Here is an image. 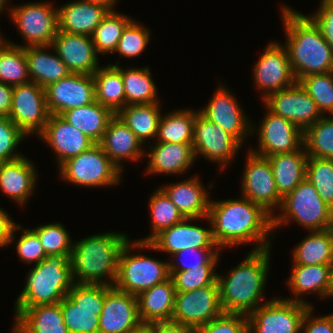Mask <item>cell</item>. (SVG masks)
Returning <instances> with one entry per match:
<instances>
[{"instance_id": "obj_54", "label": "cell", "mask_w": 333, "mask_h": 333, "mask_svg": "<svg viewBox=\"0 0 333 333\" xmlns=\"http://www.w3.org/2000/svg\"><path fill=\"white\" fill-rule=\"evenodd\" d=\"M318 10L309 16L321 30L322 36L333 51V1L321 0Z\"/></svg>"}, {"instance_id": "obj_11", "label": "cell", "mask_w": 333, "mask_h": 333, "mask_svg": "<svg viewBox=\"0 0 333 333\" xmlns=\"http://www.w3.org/2000/svg\"><path fill=\"white\" fill-rule=\"evenodd\" d=\"M310 305L273 298L253 310L248 319V333H301V325Z\"/></svg>"}, {"instance_id": "obj_29", "label": "cell", "mask_w": 333, "mask_h": 333, "mask_svg": "<svg viewBox=\"0 0 333 333\" xmlns=\"http://www.w3.org/2000/svg\"><path fill=\"white\" fill-rule=\"evenodd\" d=\"M185 218H205L209 213L210 196L199 177L160 186Z\"/></svg>"}, {"instance_id": "obj_16", "label": "cell", "mask_w": 333, "mask_h": 333, "mask_svg": "<svg viewBox=\"0 0 333 333\" xmlns=\"http://www.w3.org/2000/svg\"><path fill=\"white\" fill-rule=\"evenodd\" d=\"M192 146L195 158L202 155L211 162H218L223 172L237 156L242 144L198 112L194 121Z\"/></svg>"}, {"instance_id": "obj_42", "label": "cell", "mask_w": 333, "mask_h": 333, "mask_svg": "<svg viewBox=\"0 0 333 333\" xmlns=\"http://www.w3.org/2000/svg\"><path fill=\"white\" fill-rule=\"evenodd\" d=\"M148 206L150 207L152 233L145 238L138 239V241L150 242L162 230L170 228L185 219L160 187L150 195Z\"/></svg>"}, {"instance_id": "obj_52", "label": "cell", "mask_w": 333, "mask_h": 333, "mask_svg": "<svg viewBox=\"0 0 333 333\" xmlns=\"http://www.w3.org/2000/svg\"><path fill=\"white\" fill-rule=\"evenodd\" d=\"M25 137L28 138L9 117L0 116V162L23 157L24 155L16 153V148Z\"/></svg>"}, {"instance_id": "obj_51", "label": "cell", "mask_w": 333, "mask_h": 333, "mask_svg": "<svg viewBox=\"0 0 333 333\" xmlns=\"http://www.w3.org/2000/svg\"><path fill=\"white\" fill-rule=\"evenodd\" d=\"M217 265H201L188 271H169L176 291L187 292L212 285L217 280Z\"/></svg>"}, {"instance_id": "obj_45", "label": "cell", "mask_w": 333, "mask_h": 333, "mask_svg": "<svg viewBox=\"0 0 333 333\" xmlns=\"http://www.w3.org/2000/svg\"><path fill=\"white\" fill-rule=\"evenodd\" d=\"M305 179L316 188L322 200L333 209V159L308 156Z\"/></svg>"}, {"instance_id": "obj_59", "label": "cell", "mask_w": 333, "mask_h": 333, "mask_svg": "<svg viewBox=\"0 0 333 333\" xmlns=\"http://www.w3.org/2000/svg\"><path fill=\"white\" fill-rule=\"evenodd\" d=\"M127 333H154V323L140 322Z\"/></svg>"}, {"instance_id": "obj_26", "label": "cell", "mask_w": 333, "mask_h": 333, "mask_svg": "<svg viewBox=\"0 0 333 333\" xmlns=\"http://www.w3.org/2000/svg\"><path fill=\"white\" fill-rule=\"evenodd\" d=\"M99 144L121 172L124 169L122 165L124 163L123 160L138 162L142 159V156L143 158L145 156L143 143L116 114L110 120Z\"/></svg>"}, {"instance_id": "obj_32", "label": "cell", "mask_w": 333, "mask_h": 333, "mask_svg": "<svg viewBox=\"0 0 333 333\" xmlns=\"http://www.w3.org/2000/svg\"><path fill=\"white\" fill-rule=\"evenodd\" d=\"M176 289L171 277L137 296L141 322L171 321Z\"/></svg>"}, {"instance_id": "obj_38", "label": "cell", "mask_w": 333, "mask_h": 333, "mask_svg": "<svg viewBox=\"0 0 333 333\" xmlns=\"http://www.w3.org/2000/svg\"><path fill=\"white\" fill-rule=\"evenodd\" d=\"M160 106V102L126 105L116 115L144 145L148 139L156 138L162 116Z\"/></svg>"}, {"instance_id": "obj_35", "label": "cell", "mask_w": 333, "mask_h": 333, "mask_svg": "<svg viewBox=\"0 0 333 333\" xmlns=\"http://www.w3.org/2000/svg\"><path fill=\"white\" fill-rule=\"evenodd\" d=\"M60 116L84 133L94 143H100L115 113L108 107L94 101L82 107L69 109Z\"/></svg>"}, {"instance_id": "obj_7", "label": "cell", "mask_w": 333, "mask_h": 333, "mask_svg": "<svg viewBox=\"0 0 333 333\" xmlns=\"http://www.w3.org/2000/svg\"><path fill=\"white\" fill-rule=\"evenodd\" d=\"M129 239L122 247L118 258V272L114 286L138 296L170 277L168 262L144 254H131V249H142V241ZM149 256V257H148Z\"/></svg>"}, {"instance_id": "obj_33", "label": "cell", "mask_w": 333, "mask_h": 333, "mask_svg": "<svg viewBox=\"0 0 333 333\" xmlns=\"http://www.w3.org/2000/svg\"><path fill=\"white\" fill-rule=\"evenodd\" d=\"M49 49H51V45L25 48L30 81L43 88L71 73L66 64L58 57L56 51L49 53Z\"/></svg>"}, {"instance_id": "obj_12", "label": "cell", "mask_w": 333, "mask_h": 333, "mask_svg": "<svg viewBox=\"0 0 333 333\" xmlns=\"http://www.w3.org/2000/svg\"><path fill=\"white\" fill-rule=\"evenodd\" d=\"M224 313L217 280L196 290L176 291L172 321L193 328L209 323Z\"/></svg>"}, {"instance_id": "obj_47", "label": "cell", "mask_w": 333, "mask_h": 333, "mask_svg": "<svg viewBox=\"0 0 333 333\" xmlns=\"http://www.w3.org/2000/svg\"><path fill=\"white\" fill-rule=\"evenodd\" d=\"M38 236L46 255H70L73 247L70 233L62 223H50L32 229Z\"/></svg>"}, {"instance_id": "obj_31", "label": "cell", "mask_w": 333, "mask_h": 333, "mask_svg": "<svg viewBox=\"0 0 333 333\" xmlns=\"http://www.w3.org/2000/svg\"><path fill=\"white\" fill-rule=\"evenodd\" d=\"M291 274L289 276L287 285L293 294L292 298H283L290 301H297L308 304L304 298L301 297L307 293H313L320 296L322 299L328 298L329 285H330V265H300L293 264L291 266Z\"/></svg>"}, {"instance_id": "obj_23", "label": "cell", "mask_w": 333, "mask_h": 333, "mask_svg": "<svg viewBox=\"0 0 333 333\" xmlns=\"http://www.w3.org/2000/svg\"><path fill=\"white\" fill-rule=\"evenodd\" d=\"M51 50L56 51L71 73L93 75L100 67L92 36L58 31Z\"/></svg>"}, {"instance_id": "obj_64", "label": "cell", "mask_w": 333, "mask_h": 333, "mask_svg": "<svg viewBox=\"0 0 333 333\" xmlns=\"http://www.w3.org/2000/svg\"><path fill=\"white\" fill-rule=\"evenodd\" d=\"M332 332H333V313H332Z\"/></svg>"}, {"instance_id": "obj_14", "label": "cell", "mask_w": 333, "mask_h": 333, "mask_svg": "<svg viewBox=\"0 0 333 333\" xmlns=\"http://www.w3.org/2000/svg\"><path fill=\"white\" fill-rule=\"evenodd\" d=\"M45 88L34 82L13 86L9 118L26 135L37 136L44 130L49 118Z\"/></svg>"}, {"instance_id": "obj_4", "label": "cell", "mask_w": 333, "mask_h": 333, "mask_svg": "<svg viewBox=\"0 0 333 333\" xmlns=\"http://www.w3.org/2000/svg\"><path fill=\"white\" fill-rule=\"evenodd\" d=\"M127 236L120 231L106 232L74 241L69 258L74 283L114 286Z\"/></svg>"}, {"instance_id": "obj_44", "label": "cell", "mask_w": 333, "mask_h": 333, "mask_svg": "<svg viewBox=\"0 0 333 333\" xmlns=\"http://www.w3.org/2000/svg\"><path fill=\"white\" fill-rule=\"evenodd\" d=\"M132 20L124 14L110 10L92 35L97 54L115 53L123 30Z\"/></svg>"}, {"instance_id": "obj_30", "label": "cell", "mask_w": 333, "mask_h": 333, "mask_svg": "<svg viewBox=\"0 0 333 333\" xmlns=\"http://www.w3.org/2000/svg\"><path fill=\"white\" fill-rule=\"evenodd\" d=\"M13 310L15 323L12 329L15 333H69L60 302Z\"/></svg>"}, {"instance_id": "obj_56", "label": "cell", "mask_w": 333, "mask_h": 333, "mask_svg": "<svg viewBox=\"0 0 333 333\" xmlns=\"http://www.w3.org/2000/svg\"><path fill=\"white\" fill-rule=\"evenodd\" d=\"M154 333H194V328L171 320L154 323Z\"/></svg>"}, {"instance_id": "obj_10", "label": "cell", "mask_w": 333, "mask_h": 333, "mask_svg": "<svg viewBox=\"0 0 333 333\" xmlns=\"http://www.w3.org/2000/svg\"><path fill=\"white\" fill-rule=\"evenodd\" d=\"M50 2H31L12 5L7 10L26 44L18 47L52 45L58 32L57 8Z\"/></svg>"}, {"instance_id": "obj_1", "label": "cell", "mask_w": 333, "mask_h": 333, "mask_svg": "<svg viewBox=\"0 0 333 333\" xmlns=\"http://www.w3.org/2000/svg\"><path fill=\"white\" fill-rule=\"evenodd\" d=\"M206 219L212 225L213 239L220 249L252 242L255 244L252 250L272 248L273 216L246 197L211 200Z\"/></svg>"}, {"instance_id": "obj_8", "label": "cell", "mask_w": 333, "mask_h": 333, "mask_svg": "<svg viewBox=\"0 0 333 333\" xmlns=\"http://www.w3.org/2000/svg\"><path fill=\"white\" fill-rule=\"evenodd\" d=\"M59 171L64 182L86 188L111 187L122 181V172L105 154L99 143L67 159L59 166Z\"/></svg>"}, {"instance_id": "obj_43", "label": "cell", "mask_w": 333, "mask_h": 333, "mask_svg": "<svg viewBox=\"0 0 333 333\" xmlns=\"http://www.w3.org/2000/svg\"><path fill=\"white\" fill-rule=\"evenodd\" d=\"M303 146L309 157L333 159V116H323L303 131Z\"/></svg>"}, {"instance_id": "obj_41", "label": "cell", "mask_w": 333, "mask_h": 333, "mask_svg": "<svg viewBox=\"0 0 333 333\" xmlns=\"http://www.w3.org/2000/svg\"><path fill=\"white\" fill-rule=\"evenodd\" d=\"M0 82L11 86L30 82L25 48L6 39L0 43Z\"/></svg>"}, {"instance_id": "obj_6", "label": "cell", "mask_w": 333, "mask_h": 333, "mask_svg": "<svg viewBox=\"0 0 333 333\" xmlns=\"http://www.w3.org/2000/svg\"><path fill=\"white\" fill-rule=\"evenodd\" d=\"M279 211L273 215V230L292 221L308 232L333 228V209L306 179L282 199Z\"/></svg>"}, {"instance_id": "obj_34", "label": "cell", "mask_w": 333, "mask_h": 333, "mask_svg": "<svg viewBox=\"0 0 333 333\" xmlns=\"http://www.w3.org/2000/svg\"><path fill=\"white\" fill-rule=\"evenodd\" d=\"M308 155L302 146L299 150L269 156L276 188L284 198L306 177Z\"/></svg>"}, {"instance_id": "obj_3", "label": "cell", "mask_w": 333, "mask_h": 333, "mask_svg": "<svg viewBox=\"0 0 333 333\" xmlns=\"http://www.w3.org/2000/svg\"><path fill=\"white\" fill-rule=\"evenodd\" d=\"M270 252L271 248L251 250L241 263L229 270L228 275L217 273L224 313L247 316L262 305L270 269Z\"/></svg>"}, {"instance_id": "obj_24", "label": "cell", "mask_w": 333, "mask_h": 333, "mask_svg": "<svg viewBox=\"0 0 333 333\" xmlns=\"http://www.w3.org/2000/svg\"><path fill=\"white\" fill-rule=\"evenodd\" d=\"M56 154L58 167L67 159L88 150L95 143L60 115H49L44 130L39 134Z\"/></svg>"}, {"instance_id": "obj_20", "label": "cell", "mask_w": 333, "mask_h": 333, "mask_svg": "<svg viewBox=\"0 0 333 333\" xmlns=\"http://www.w3.org/2000/svg\"><path fill=\"white\" fill-rule=\"evenodd\" d=\"M258 126L257 141L259 148L250 149L255 154L269 157L276 154L299 150L303 146V131L290 120L270 112Z\"/></svg>"}, {"instance_id": "obj_36", "label": "cell", "mask_w": 333, "mask_h": 333, "mask_svg": "<svg viewBox=\"0 0 333 333\" xmlns=\"http://www.w3.org/2000/svg\"><path fill=\"white\" fill-rule=\"evenodd\" d=\"M291 253L292 264L330 265L333 262V228L309 232Z\"/></svg>"}, {"instance_id": "obj_27", "label": "cell", "mask_w": 333, "mask_h": 333, "mask_svg": "<svg viewBox=\"0 0 333 333\" xmlns=\"http://www.w3.org/2000/svg\"><path fill=\"white\" fill-rule=\"evenodd\" d=\"M109 11L104 5L88 0L68 2L57 8L58 31L92 36Z\"/></svg>"}, {"instance_id": "obj_60", "label": "cell", "mask_w": 333, "mask_h": 333, "mask_svg": "<svg viewBox=\"0 0 333 333\" xmlns=\"http://www.w3.org/2000/svg\"><path fill=\"white\" fill-rule=\"evenodd\" d=\"M88 1L102 4L110 10H115V6L117 4V0H88Z\"/></svg>"}, {"instance_id": "obj_25", "label": "cell", "mask_w": 333, "mask_h": 333, "mask_svg": "<svg viewBox=\"0 0 333 333\" xmlns=\"http://www.w3.org/2000/svg\"><path fill=\"white\" fill-rule=\"evenodd\" d=\"M150 143L148 141L150 150L145 152V156L149 160L145 173L149 175H181L188 172L187 170L197 160L192 143L155 142L154 146Z\"/></svg>"}, {"instance_id": "obj_21", "label": "cell", "mask_w": 333, "mask_h": 333, "mask_svg": "<svg viewBox=\"0 0 333 333\" xmlns=\"http://www.w3.org/2000/svg\"><path fill=\"white\" fill-rule=\"evenodd\" d=\"M46 105L49 114L82 107L96 101L93 75L70 73L67 77L49 84L45 88Z\"/></svg>"}, {"instance_id": "obj_63", "label": "cell", "mask_w": 333, "mask_h": 333, "mask_svg": "<svg viewBox=\"0 0 333 333\" xmlns=\"http://www.w3.org/2000/svg\"><path fill=\"white\" fill-rule=\"evenodd\" d=\"M4 37L1 36V33H0V43L4 40L3 39Z\"/></svg>"}, {"instance_id": "obj_17", "label": "cell", "mask_w": 333, "mask_h": 333, "mask_svg": "<svg viewBox=\"0 0 333 333\" xmlns=\"http://www.w3.org/2000/svg\"><path fill=\"white\" fill-rule=\"evenodd\" d=\"M222 85L220 83L210 102L203 109H199V113L243 144L247 136L257 133L254 132L256 126L252 125V121L246 116L231 90Z\"/></svg>"}, {"instance_id": "obj_37", "label": "cell", "mask_w": 333, "mask_h": 333, "mask_svg": "<svg viewBox=\"0 0 333 333\" xmlns=\"http://www.w3.org/2000/svg\"><path fill=\"white\" fill-rule=\"evenodd\" d=\"M96 101L108 107L115 114L126 106L121 66L115 64L99 67L93 74Z\"/></svg>"}, {"instance_id": "obj_19", "label": "cell", "mask_w": 333, "mask_h": 333, "mask_svg": "<svg viewBox=\"0 0 333 333\" xmlns=\"http://www.w3.org/2000/svg\"><path fill=\"white\" fill-rule=\"evenodd\" d=\"M205 218H185L180 223L162 230L150 242H142V248L153 251H163L173 254L189 248H219L212 235V225L210 229L201 225L191 224L192 221ZM191 221V222H189Z\"/></svg>"}, {"instance_id": "obj_22", "label": "cell", "mask_w": 333, "mask_h": 333, "mask_svg": "<svg viewBox=\"0 0 333 333\" xmlns=\"http://www.w3.org/2000/svg\"><path fill=\"white\" fill-rule=\"evenodd\" d=\"M140 322L137 296L111 286L99 316V333H127Z\"/></svg>"}, {"instance_id": "obj_28", "label": "cell", "mask_w": 333, "mask_h": 333, "mask_svg": "<svg viewBox=\"0 0 333 333\" xmlns=\"http://www.w3.org/2000/svg\"><path fill=\"white\" fill-rule=\"evenodd\" d=\"M38 179L35 165L27 156L0 162V191L16 204L25 205L34 193Z\"/></svg>"}, {"instance_id": "obj_61", "label": "cell", "mask_w": 333, "mask_h": 333, "mask_svg": "<svg viewBox=\"0 0 333 333\" xmlns=\"http://www.w3.org/2000/svg\"><path fill=\"white\" fill-rule=\"evenodd\" d=\"M333 297V262L330 264V285L328 299Z\"/></svg>"}, {"instance_id": "obj_50", "label": "cell", "mask_w": 333, "mask_h": 333, "mask_svg": "<svg viewBox=\"0 0 333 333\" xmlns=\"http://www.w3.org/2000/svg\"><path fill=\"white\" fill-rule=\"evenodd\" d=\"M22 228V229H21ZM22 230L21 237L16 242V252L18 257L25 263L37 265L47 256L37 234L29 228H23L14 222L9 233V244L15 240V233Z\"/></svg>"}, {"instance_id": "obj_2", "label": "cell", "mask_w": 333, "mask_h": 333, "mask_svg": "<svg viewBox=\"0 0 333 333\" xmlns=\"http://www.w3.org/2000/svg\"><path fill=\"white\" fill-rule=\"evenodd\" d=\"M281 17L291 69L297 82L312 74L333 71V51L313 20L299 11L283 6Z\"/></svg>"}, {"instance_id": "obj_62", "label": "cell", "mask_w": 333, "mask_h": 333, "mask_svg": "<svg viewBox=\"0 0 333 333\" xmlns=\"http://www.w3.org/2000/svg\"><path fill=\"white\" fill-rule=\"evenodd\" d=\"M10 1V0H9ZM8 0H0V14L1 12H3V10L5 9V6H7Z\"/></svg>"}, {"instance_id": "obj_48", "label": "cell", "mask_w": 333, "mask_h": 333, "mask_svg": "<svg viewBox=\"0 0 333 333\" xmlns=\"http://www.w3.org/2000/svg\"><path fill=\"white\" fill-rule=\"evenodd\" d=\"M150 30L134 19L125 27L115 53L132 59L144 52L150 40Z\"/></svg>"}, {"instance_id": "obj_5", "label": "cell", "mask_w": 333, "mask_h": 333, "mask_svg": "<svg viewBox=\"0 0 333 333\" xmlns=\"http://www.w3.org/2000/svg\"><path fill=\"white\" fill-rule=\"evenodd\" d=\"M69 258L70 255H47L31 268L14 308L57 304L67 296L74 284Z\"/></svg>"}, {"instance_id": "obj_49", "label": "cell", "mask_w": 333, "mask_h": 333, "mask_svg": "<svg viewBox=\"0 0 333 333\" xmlns=\"http://www.w3.org/2000/svg\"><path fill=\"white\" fill-rule=\"evenodd\" d=\"M220 250V248H189L179 251L172 255L170 262L168 261L169 271H188L201 265H218Z\"/></svg>"}, {"instance_id": "obj_9", "label": "cell", "mask_w": 333, "mask_h": 333, "mask_svg": "<svg viewBox=\"0 0 333 333\" xmlns=\"http://www.w3.org/2000/svg\"><path fill=\"white\" fill-rule=\"evenodd\" d=\"M111 286L78 284L60 301L64 324L69 333H99L105 293Z\"/></svg>"}, {"instance_id": "obj_13", "label": "cell", "mask_w": 333, "mask_h": 333, "mask_svg": "<svg viewBox=\"0 0 333 333\" xmlns=\"http://www.w3.org/2000/svg\"><path fill=\"white\" fill-rule=\"evenodd\" d=\"M241 182V195L261 205L272 216L279 209L282 197L276 188L272 167L268 157L248 151Z\"/></svg>"}, {"instance_id": "obj_18", "label": "cell", "mask_w": 333, "mask_h": 333, "mask_svg": "<svg viewBox=\"0 0 333 333\" xmlns=\"http://www.w3.org/2000/svg\"><path fill=\"white\" fill-rule=\"evenodd\" d=\"M262 103L270 112L290 120L302 131L323 117L315 101L299 82L269 94Z\"/></svg>"}, {"instance_id": "obj_53", "label": "cell", "mask_w": 333, "mask_h": 333, "mask_svg": "<svg viewBox=\"0 0 333 333\" xmlns=\"http://www.w3.org/2000/svg\"><path fill=\"white\" fill-rule=\"evenodd\" d=\"M194 333H248L246 315L223 313L204 325L194 328Z\"/></svg>"}, {"instance_id": "obj_57", "label": "cell", "mask_w": 333, "mask_h": 333, "mask_svg": "<svg viewBox=\"0 0 333 333\" xmlns=\"http://www.w3.org/2000/svg\"><path fill=\"white\" fill-rule=\"evenodd\" d=\"M13 86L0 82V116H9L12 107Z\"/></svg>"}, {"instance_id": "obj_39", "label": "cell", "mask_w": 333, "mask_h": 333, "mask_svg": "<svg viewBox=\"0 0 333 333\" xmlns=\"http://www.w3.org/2000/svg\"><path fill=\"white\" fill-rule=\"evenodd\" d=\"M150 73V68L147 66L127 69L121 66L126 105L160 102L157 86Z\"/></svg>"}, {"instance_id": "obj_46", "label": "cell", "mask_w": 333, "mask_h": 333, "mask_svg": "<svg viewBox=\"0 0 333 333\" xmlns=\"http://www.w3.org/2000/svg\"><path fill=\"white\" fill-rule=\"evenodd\" d=\"M299 83L315 101L323 116L333 114V71L308 75Z\"/></svg>"}, {"instance_id": "obj_15", "label": "cell", "mask_w": 333, "mask_h": 333, "mask_svg": "<svg viewBox=\"0 0 333 333\" xmlns=\"http://www.w3.org/2000/svg\"><path fill=\"white\" fill-rule=\"evenodd\" d=\"M252 69L256 89L264 100L269 94L294 85L297 80L291 69L289 56L284 45L270 42Z\"/></svg>"}, {"instance_id": "obj_58", "label": "cell", "mask_w": 333, "mask_h": 333, "mask_svg": "<svg viewBox=\"0 0 333 333\" xmlns=\"http://www.w3.org/2000/svg\"><path fill=\"white\" fill-rule=\"evenodd\" d=\"M15 221L9 217L8 212L6 213L3 208H0V247L8 246L9 244V233L12 225Z\"/></svg>"}, {"instance_id": "obj_55", "label": "cell", "mask_w": 333, "mask_h": 333, "mask_svg": "<svg viewBox=\"0 0 333 333\" xmlns=\"http://www.w3.org/2000/svg\"><path fill=\"white\" fill-rule=\"evenodd\" d=\"M314 307L310 306L304 315L301 332L302 333H333L332 313L320 317H313Z\"/></svg>"}, {"instance_id": "obj_40", "label": "cell", "mask_w": 333, "mask_h": 333, "mask_svg": "<svg viewBox=\"0 0 333 333\" xmlns=\"http://www.w3.org/2000/svg\"><path fill=\"white\" fill-rule=\"evenodd\" d=\"M193 109H179L161 116L156 142L193 143L196 114Z\"/></svg>"}]
</instances>
